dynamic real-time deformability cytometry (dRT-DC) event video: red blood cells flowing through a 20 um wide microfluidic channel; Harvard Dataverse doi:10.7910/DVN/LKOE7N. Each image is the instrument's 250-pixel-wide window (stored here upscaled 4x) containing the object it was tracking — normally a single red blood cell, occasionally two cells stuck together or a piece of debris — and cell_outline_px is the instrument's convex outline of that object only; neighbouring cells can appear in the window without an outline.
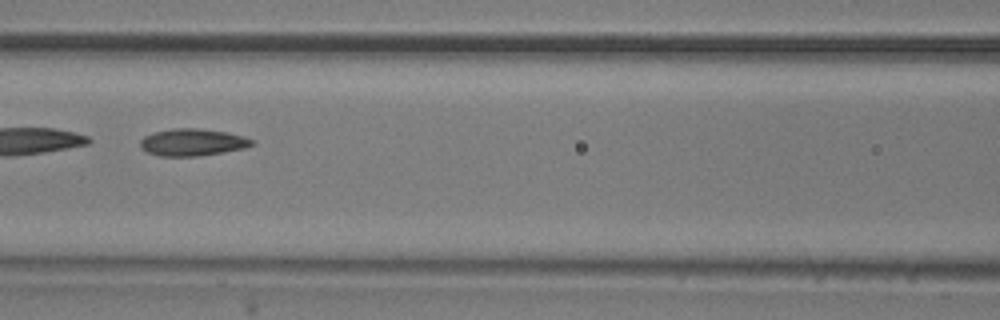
{"species": "common noctule bat (a hibernating species)", "species_latin": "Nyctalus noctula", "temperature_condition": "room temperature", "stored_images_in_passage": 52, "camera_frame_rate_fps": 3000, "um_per_image_px": 0.085, "animal": {"sex": "male", "body_mass_g": 20.5, "forearm_length_mm": 52.5}, "frame": {"image": 1, "passage_image": 23, "time_ms": 7.333, "image_size_px": [1000, 320], "cell_outline_px": [[256, 144], [244, 148], [224, 152], [196, 156], [160, 156], [148, 152], [140, 148], [140, 140], [144, 136], [152, 132], [172, 128], [200, 128], [228, 132], [244, 136], [256, 140]], "centroid_in_image_um": [16.39, 12.08], "position_along_channel_um": 150.2, "area_um2": 17.92}, "authors_computed_cell_mechanics": {"area_um2": 19.2763, "velocity_mm_per_s": 3.8265, "shape_relaxation_time_tau1_ms": 7.541, "shape_relaxation_time_tau2_ms": 2.3552, "deformation_change_tau1": 0.1851, "deformation_change_tau2": 0.1004}}